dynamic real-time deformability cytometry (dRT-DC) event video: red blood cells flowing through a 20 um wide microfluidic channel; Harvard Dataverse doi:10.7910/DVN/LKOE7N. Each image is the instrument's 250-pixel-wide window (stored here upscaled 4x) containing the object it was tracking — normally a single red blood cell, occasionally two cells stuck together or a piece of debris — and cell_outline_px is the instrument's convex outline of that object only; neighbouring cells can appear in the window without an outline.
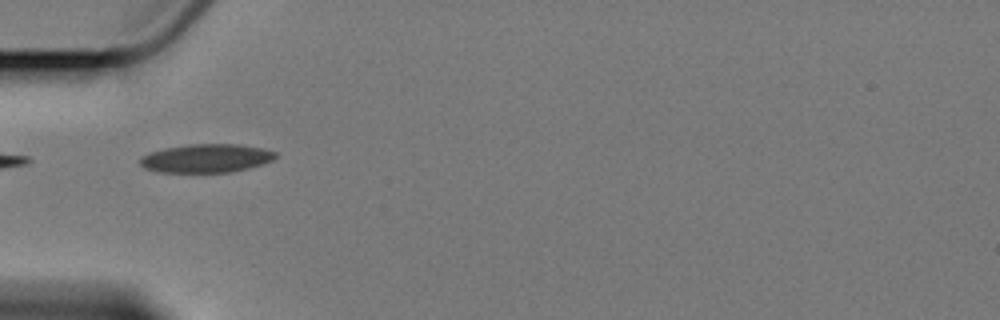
{"species": "Egyptian fruit bat (a non-hibernating species)", "species_latin": "Rousettus aegyptiacus", "temperature_condition": "cold", "stored_images_in_passage": 6, "camera_frame_rate_fps": 3000, "um_per_image_px": 0.085, "animal": {"sex": "female"}, "frame": {"image": 1, "passage_image": 6, "time_ms": 6.333, "image_size_px": [1000, 320], "cell_outline_px": [[276, 156], [272, 160], [264, 164], [232, 172], [156, 172], [144, 168], [140, 164], [140, 156], [148, 152], [164, 148], [188, 144], [240, 144], [264, 148], [276, 152]], "centroid_in_image_um": [17.51, 13.45], "position_along_channel_um": 67.5, "area_um2": 22.77}}